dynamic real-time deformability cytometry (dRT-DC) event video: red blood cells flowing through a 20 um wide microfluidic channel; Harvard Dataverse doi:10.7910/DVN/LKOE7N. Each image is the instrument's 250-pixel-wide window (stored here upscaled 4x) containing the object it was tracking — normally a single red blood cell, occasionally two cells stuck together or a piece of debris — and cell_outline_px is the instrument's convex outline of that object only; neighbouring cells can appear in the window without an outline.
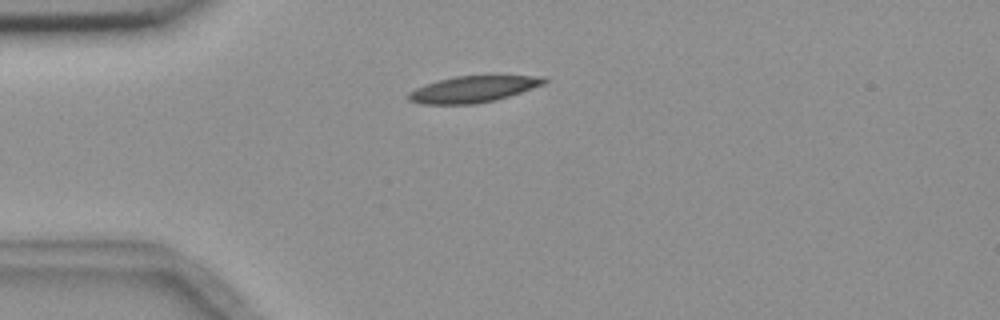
{"species": "common noctule bat (a hibernating species)", "species_latin": "Nyctalus noctula", "temperature_condition": "room temperature", "stored_images_in_passage": 2, "camera_frame_rate_fps": 3000, "um_per_image_px": 0.085, "animal": {"sex": "female", "body_mass_g": 18.4}, "frame": {"image": 1, "passage_image": 1, "time_ms": 0.0, "image_size_px": [1000, 320], "cell_outline_px": [[548, 80], [544, 84], [496, 100], [472, 104], [420, 104], [408, 100], [404, 96], [408, 92], [424, 84], [456, 76], [488, 72], [496, 72], [544, 76]], "centroid_in_image_um": [40.28, 7.51], "position_along_channel_um": 44.7, "area_um2": 22.14}}